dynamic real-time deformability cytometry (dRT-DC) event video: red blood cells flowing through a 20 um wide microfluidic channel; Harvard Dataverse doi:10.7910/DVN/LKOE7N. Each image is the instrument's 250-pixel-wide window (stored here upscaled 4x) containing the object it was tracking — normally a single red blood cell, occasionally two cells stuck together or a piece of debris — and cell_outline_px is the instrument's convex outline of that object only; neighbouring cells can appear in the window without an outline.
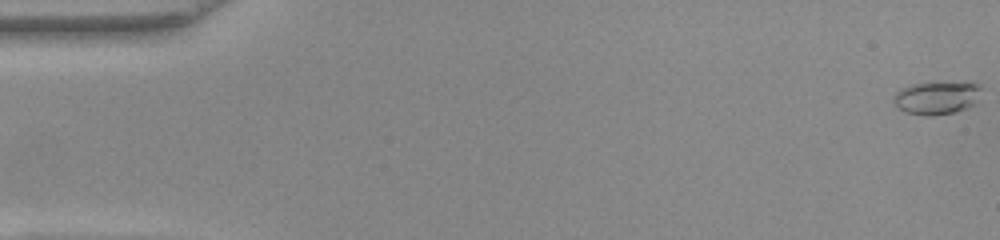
{"species": "common noctule bat (a hibernating species)", "species_latin": "Nyctalus noctula", "temperature_condition": "warm", "stored_images_in_passage": 53, "camera_frame_rate_fps": 3000, "um_per_image_px": 0.085, "animal": {"sex": "female", "body_mass_g": 22.0, "forearm_length_mm": 56.7}, "frame": {"image": 1, "passage_image": 1, "time_ms": 0.0, "image_size_px": [1000, 240], "cell_outline_px": [[984, 88], [976, 104], [952, 112], [932, 116], [924, 116], [904, 112], [892, 100], [892, 96], [900, 88], [912, 84], [932, 80], [936, 80], [980, 84]], "centroid_in_image_um": [79.64, 8.26], "position_along_channel_um": 5.4, "area_um2": 17.63}}
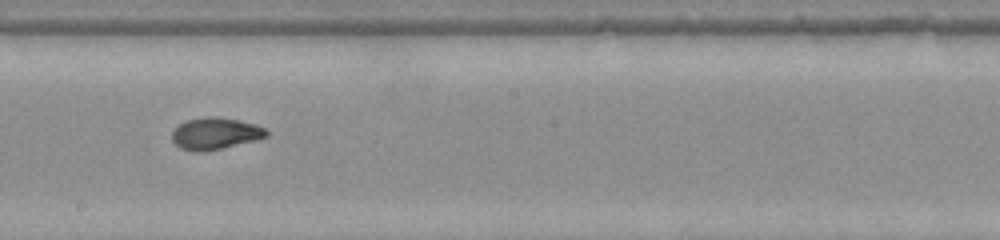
{"frame": {"image": 2, "passage_image": 30, "time_ms": 9.667, "image_size_px": [1000, 240], "cell_outline_px": [[268, 136], [256, 140], [224, 148], [204, 152], [196, 152], [180, 148], [172, 140], [172, 132], [180, 124], [188, 120], [236, 120], [256, 124], [264, 128], [268, 132]], "centroid_in_image_um": [18.32, 11.42], "position_along_channel_um": 229.9, "area_um2": 16.65}}
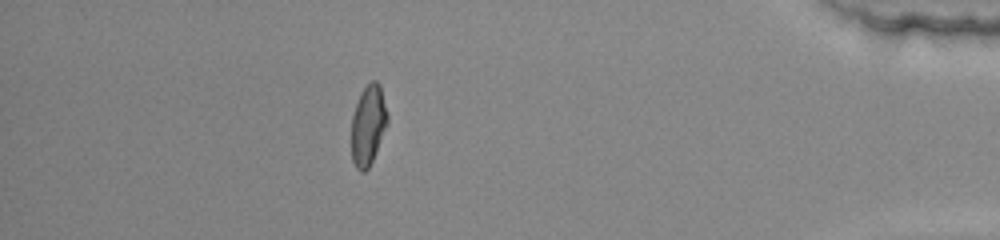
{"frame": {"image": 3, "passage_image": 47, "time_ms": 15.333, "image_size_px": [1000, 240], "cell_outline_px": [[388, 124], [372, 160], [368, 168], [364, 172], [360, 172], [356, 168], [352, 160], [352, 116], [360, 92], [372, 80], [376, 80], [380, 84], [388, 116]], "centroid_in_image_um": [31.3, 10.63], "position_along_channel_um": 403.9, "area_um2": 16.76}, "authors_computed_cell_mechanics": {"area_um2": 16.9932, "velocity_mm_per_s": 3.9225, "shape_relaxation_time_tau1_ms": null, "shape_relaxation_time_tau2_ms": 1.5357, "deformation_change_tau1": null, "deformation_change_tau2": 0.0673}}